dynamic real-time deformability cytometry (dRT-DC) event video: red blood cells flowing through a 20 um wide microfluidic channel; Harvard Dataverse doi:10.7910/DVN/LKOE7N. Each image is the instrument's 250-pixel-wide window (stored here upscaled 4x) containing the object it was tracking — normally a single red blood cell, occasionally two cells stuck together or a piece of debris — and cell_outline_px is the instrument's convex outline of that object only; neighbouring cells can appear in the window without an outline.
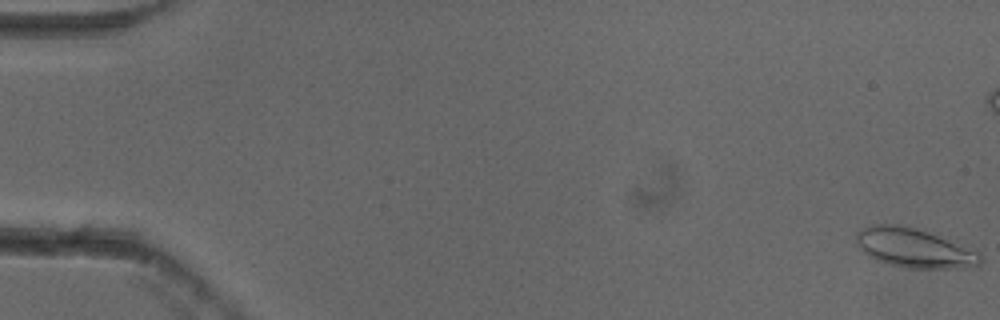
{"species": "common noctule bat (a hibernating species)", "species_latin": "Nyctalus noctula", "temperature_condition": "cold", "stored_images_in_passage": 56, "camera_frame_rate_fps": 3000, "um_per_image_px": 0.085, "animal": {"sex": "female"}, "frame": {"image": 1, "passage_image": 1, "time_ms": 0.0, "image_size_px": [1000, 320], "cell_outline_px": [[984, 260], [980, 264], [964, 268], [904, 268], [880, 260], [864, 252], [856, 244], [856, 232], [872, 224], [908, 224], [924, 228], [980, 252]], "centroid_in_image_um": [77.77, 21.04], "position_along_channel_um": 7.2, "area_um2": 28.96}}
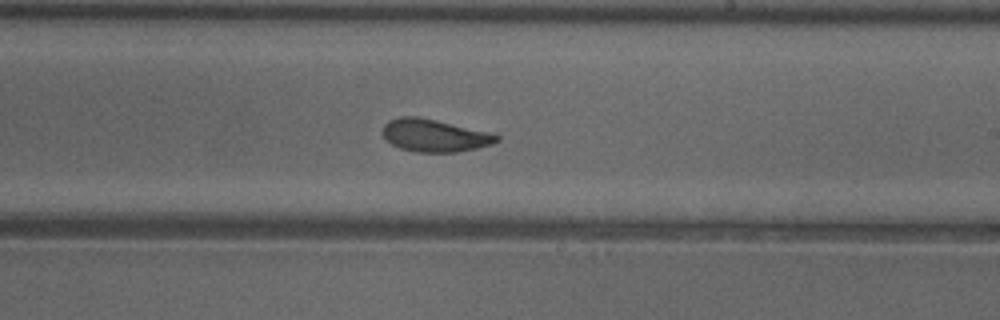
{"frame": {"image": 2, "passage_image": 33, "time_ms": 10.667, "image_size_px": [1000, 320], "cell_outline_px": [[500, 140], [492, 144], [476, 148], [456, 152], [416, 152], [400, 148], [392, 144], [384, 136], [384, 124], [388, 120], [400, 116], [416, 116], [436, 120], [492, 132], [500, 136]], "centroid_in_image_um": [36.97, 11.51], "position_along_channel_um": 252.0, "area_um2": 21.62}}
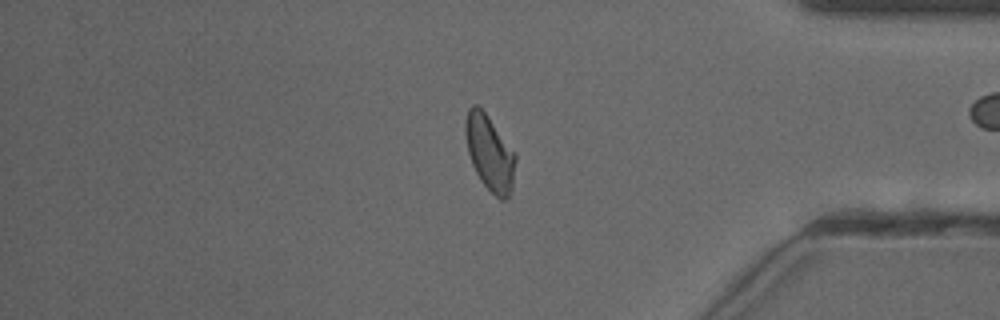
{"frame": {"image": 3, "passage_image": 46, "time_ms": 15.0, "image_size_px": [1000, 320], "cell_outline_px": [[516, 160], [512, 188], [508, 196], [504, 200], [500, 200], [480, 180], [472, 164], [468, 152], [464, 132], [464, 124], [468, 108], [472, 104], [476, 104], [484, 112], [516, 152]], "centroid_in_image_um": [41.62, 12.98], "position_along_channel_um": 393.6, "area_um2": 21.96}, "authors_computed_cell_mechanics": {"area_um2": 21.964, "velocity_mm_per_s": 3.8292, "shape_relaxation_time_tau1_ms": 5.1487, "shape_relaxation_time_tau2_ms": 1.748, "deformation_change_tau1": 0.1369, "deformation_change_tau2": 0.0806}}